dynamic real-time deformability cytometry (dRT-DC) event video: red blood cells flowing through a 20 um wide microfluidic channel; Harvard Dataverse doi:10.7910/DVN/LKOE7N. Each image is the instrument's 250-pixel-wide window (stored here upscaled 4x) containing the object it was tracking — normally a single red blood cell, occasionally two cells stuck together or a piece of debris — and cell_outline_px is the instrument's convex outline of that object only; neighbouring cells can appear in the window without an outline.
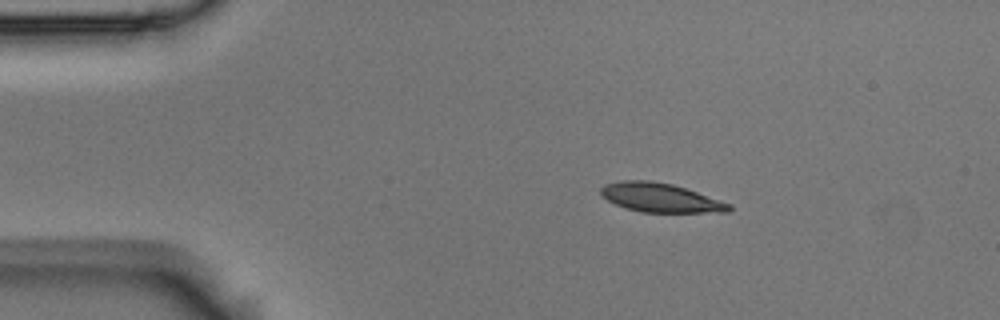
{"species": "Egyptian fruit bat (a non-hibernating species)", "species_latin": "Rousettus aegyptiacus", "temperature_condition": "room temperature", "stored_images_in_passage": 5, "camera_frame_rate_fps": 3000, "um_per_image_px": 0.085, "animal": {"sex": "male"}, "frame": {"image": 1, "passage_image": 2, "time_ms": 0.333, "image_size_px": [1000, 320], "cell_outline_px": [[732, 208], [728, 212], [640, 212], [624, 208], [608, 200], [600, 192], [600, 188], [604, 184], [620, 180], [648, 180], [672, 184], [732, 204]], "centroid_in_image_um": [56.11, 16.8], "position_along_channel_um": 28.9, "area_um2": 21.56}}
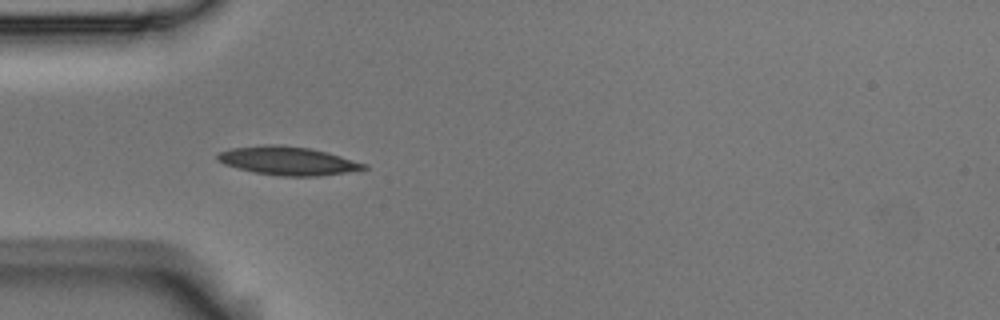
{"frame": {"image": 2, "passage_image": 4, "time_ms": 1.0, "image_size_px": [1000, 320], "cell_outline_px": [[368, 168], [320, 176], [280, 176], [256, 172], [224, 164], [216, 160], [216, 156], [220, 152], [232, 148], [260, 144], [284, 144], [308, 148], [340, 156], [368, 164]], "centroid_in_image_um": [24.44, 13.65], "position_along_channel_um": 60.6, "area_um2": 24.1}}
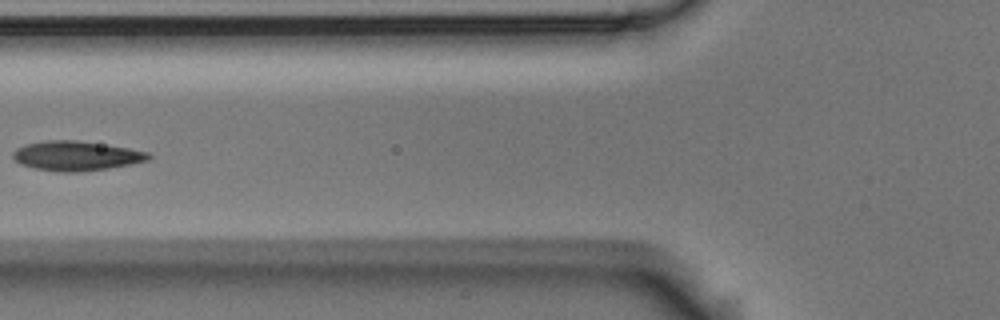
{"frame": {"image": 3, "passage_image": 5, "time_ms": 1.333, "image_size_px": [1000, 320], "cell_outline_px": [[152, 156], [148, 160], [132, 164], [108, 168], [80, 172], [60, 172], [36, 168], [20, 164], [12, 156], [12, 152], [16, 148], [24, 144], [44, 140], [76, 140], [128, 148], [148, 152]], "centroid_in_image_um": [6.45, 13.24], "position_along_channel_um": 119.3, "area_um2": 23.35}}